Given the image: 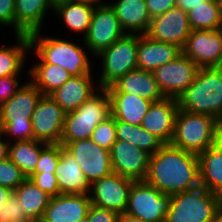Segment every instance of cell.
I'll return each instance as SVG.
<instances>
[{"mask_svg":"<svg viewBox=\"0 0 222 222\" xmlns=\"http://www.w3.org/2000/svg\"><path fill=\"white\" fill-rule=\"evenodd\" d=\"M119 216L120 215L114 211L91 204L86 218L88 222H118Z\"/></svg>","mask_w":222,"mask_h":222,"instance_id":"42","label":"cell"},{"mask_svg":"<svg viewBox=\"0 0 222 222\" xmlns=\"http://www.w3.org/2000/svg\"><path fill=\"white\" fill-rule=\"evenodd\" d=\"M1 134L4 136L15 137L14 141H27L33 140V127L32 122H20V123H0Z\"/></svg>","mask_w":222,"mask_h":222,"instance_id":"38","label":"cell"},{"mask_svg":"<svg viewBox=\"0 0 222 222\" xmlns=\"http://www.w3.org/2000/svg\"><path fill=\"white\" fill-rule=\"evenodd\" d=\"M43 94L29 80L0 106V123L32 122L31 116Z\"/></svg>","mask_w":222,"mask_h":222,"instance_id":"18","label":"cell"},{"mask_svg":"<svg viewBox=\"0 0 222 222\" xmlns=\"http://www.w3.org/2000/svg\"><path fill=\"white\" fill-rule=\"evenodd\" d=\"M85 101L77 110L66 113L60 142L91 138L96 126L111 116V99L106 89Z\"/></svg>","mask_w":222,"mask_h":222,"instance_id":"6","label":"cell"},{"mask_svg":"<svg viewBox=\"0 0 222 222\" xmlns=\"http://www.w3.org/2000/svg\"><path fill=\"white\" fill-rule=\"evenodd\" d=\"M13 193L14 191L10 188L0 186V222H3L4 205H6Z\"/></svg>","mask_w":222,"mask_h":222,"instance_id":"45","label":"cell"},{"mask_svg":"<svg viewBox=\"0 0 222 222\" xmlns=\"http://www.w3.org/2000/svg\"><path fill=\"white\" fill-rule=\"evenodd\" d=\"M49 4L55 9L57 6L64 4L67 1L70 0H48Z\"/></svg>","mask_w":222,"mask_h":222,"instance_id":"51","label":"cell"},{"mask_svg":"<svg viewBox=\"0 0 222 222\" xmlns=\"http://www.w3.org/2000/svg\"><path fill=\"white\" fill-rule=\"evenodd\" d=\"M66 112L51 95H42L31 116L34 139L60 144Z\"/></svg>","mask_w":222,"mask_h":222,"instance_id":"11","label":"cell"},{"mask_svg":"<svg viewBox=\"0 0 222 222\" xmlns=\"http://www.w3.org/2000/svg\"><path fill=\"white\" fill-rule=\"evenodd\" d=\"M19 75H10L0 78V106L10 99L20 88Z\"/></svg>","mask_w":222,"mask_h":222,"instance_id":"41","label":"cell"},{"mask_svg":"<svg viewBox=\"0 0 222 222\" xmlns=\"http://www.w3.org/2000/svg\"><path fill=\"white\" fill-rule=\"evenodd\" d=\"M2 136L3 135L0 134V161L9 158V145H10V143L4 141V139H3L4 137H2Z\"/></svg>","mask_w":222,"mask_h":222,"instance_id":"47","label":"cell"},{"mask_svg":"<svg viewBox=\"0 0 222 222\" xmlns=\"http://www.w3.org/2000/svg\"><path fill=\"white\" fill-rule=\"evenodd\" d=\"M199 67L182 53L153 71L154 78L166 98L177 99L194 81Z\"/></svg>","mask_w":222,"mask_h":222,"instance_id":"13","label":"cell"},{"mask_svg":"<svg viewBox=\"0 0 222 222\" xmlns=\"http://www.w3.org/2000/svg\"><path fill=\"white\" fill-rule=\"evenodd\" d=\"M220 121L205 114H194L179 109L171 145L199 155L214 145Z\"/></svg>","mask_w":222,"mask_h":222,"instance_id":"5","label":"cell"},{"mask_svg":"<svg viewBox=\"0 0 222 222\" xmlns=\"http://www.w3.org/2000/svg\"><path fill=\"white\" fill-rule=\"evenodd\" d=\"M29 179L50 196L60 195L56 173H33Z\"/></svg>","mask_w":222,"mask_h":222,"instance_id":"39","label":"cell"},{"mask_svg":"<svg viewBox=\"0 0 222 222\" xmlns=\"http://www.w3.org/2000/svg\"><path fill=\"white\" fill-rule=\"evenodd\" d=\"M50 8L54 10L48 0H15V35L41 31Z\"/></svg>","mask_w":222,"mask_h":222,"instance_id":"25","label":"cell"},{"mask_svg":"<svg viewBox=\"0 0 222 222\" xmlns=\"http://www.w3.org/2000/svg\"><path fill=\"white\" fill-rule=\"evenodd\" d=\"M214 146L222 153V128L216 134Z\"/></svg>","mask_w":222,"mask_h":222,"instance_id":"48","label":"cell"},{"mask_svg":"<svg viewBox=\"0 0 222 222\" xmlns=\"http://www.w3.org/2000/svg\"><path fill=\"white\" fill-rule=\"evenodd\" d=\"M145 3L151 19L176 7V0H145Z\"/></svg>","mask_w":222,"mask_h":222,"instance_id":"43","label":"cell"},{"mask_svg":"<svg viewBox=\"0 0 222 222\" xmlns=\"http://www.w3.org/2000/svg\"><path fill=\"white\" fill-rule=\"evenodd\" d=\"M220 128H222V119L220 120Z\"/></svg>","mask_w":222,"mask_h":222,"instance_id":"55","label":"cell"},{"mask_svg":"<svg viewBox=\"0 0 222 222\" xmlns=\"http://www.w3.org/2000/svg\"><path fill=\"white\" fill-rule=\"evenodd\" d=\"M9 145V159L29 178L35 171L41 150L47 145L38 140L12 141ZM12 144V145H11Z\"/></svg>","mask_w":222,"mask_h":222,"instance_id":"30","label":"cell"},{"mask_svg":"<svg viewBox=\"0 0 222 222\" xmlns=\"http://www.w3.org/2000/svg\"><path fill=\"white\" fill-rule=\"evenodd\" d=\"M90 196L60 194L52 196L39 222H77L87 217Z\"/></svg>","mask_w":222,"mask_h":222,"instance_id":"19","label":"cell"},{"mask_svg":"<svg viewBox=\"0 0 222 222\" xmlns=\"http://www.w3.org/2000/svg\"><path fill=\"white\" fill-rule=\"evenodd\" d=\"M181 50L199 68L222 66V29L191 30Z\"/></svg>","mask_w":222,"mask_h":222,"instance_id":"12","label":"cell"},{"mask_svg":"<svg viewBox=\"0 0 222 222\" xmlns=\"http://www.w3.org/2000/svg\"><path fill=\"white\" fill-rule=\"evenodd\" d=\"M111 99V115L115 120L141 126L152 101L131 93H108Z\"/></svg>","mask_w":222,"mask_h":222,"instance_id":"26","label":"cell"},{"mask_svg":"<svg viewBox=\"0 0 222 222\" xmlns=\"http://www.w3.org/2000/svg\"><path fill=\"white\" fill-rule=\"evenodd\" d=\"M219 5H220V10H221V17H222V0H218Z\"/></svg>","mask_w":222,"mask_h":222,"instance_id":"53","label":"cell"},{"mask_svg":"<svg viewBox=\"0 0 222 222\" xmlns=\"http://www.w3.org/2000/svg\"><path fill=\"white\" fill-rule=\"evenodd\" d=\"M116 139L133 144L150 155H153L163 145L157 137L150 134L142 126H135L118 120H116Z\"/></svg>","mask_w":222,"mask_h":222,"instance_id":"33","label":"cell"},{"mask_svg":"<svg viewBox=\"0 0 222 222\" xmlns=\"http://www.w3.org/2000/svg\"><path fill=\"white\" fill-rule=\"evenodd\" d=\"M198 158L200 185L222 197V153L213 145Z\"/></svg>","mask_w":222,"mask_h":222,"instance_id":"28","label":"cell"},{"mask_svg":"<svg viewBox=\"0 0 222 222\" xmlns=\"http://www.w3.org/2000/svg\"><path fill=\"white\" fill-rule=\"evenodd\" d=\"M190 33L187 12L176 6L152 18L145 35L152 40L175 44L182 49Z\"/></svg>","mask_w":222,"mask_h":222,"instance_id":"15","label":"cell"},{"mask_svg":"<svg viewBox=\"0 0 222 222\" xmlns=\"http://www.w3.org/2000/svg\"><path fill=\"white\" fill-rule=\"evenodd\" d=\"M70 1L87 4L90 6H95V5L98 6V5L104 4V3H101L102 0H70Z\"/></svg>","mask_w":222,"mask_h":222,"instance_id":"50","label":"cell"},{"mask_svg":"<svg viewBox=\"0 0 222 222\" xmlns=\"http://www.w3.org/2000/svg\"><path fill=\"white\" fill-rule=\"evenodd\" d=\"M91 140L101 147L112 149L116 142V120L111 115L103 122H100L92 133Z\"/></svg>","mask_w":222,"mask_h":222,"instance_id":"35","label":"cell"},{"mask_svg":"<svg viewBox=\"0 0 222 222\" xmlns=\"http://www.w3.org/2000/svg\"><path fill=\"white\" fill-rule=\"evenodd\" d=\"M138 34H128L116 40L111 46L100 51L96 57L102 59L99 87L106 89L137 65Z\"/></svg>","mask_w":222,"mask_h":222,"instance_id":"7","label":"cell"},{"mask_svg":"<svg viewBox=\"0 0 222 222\" xmlns=\"http://www.w3.org/2000/svg\"><path fill=\"white\" fill-rule=\"evenodd\" d=\"M8 221L32 222L21 209L19 200L14 193L4 205L3 222Z\"/></svg>","mask_w":222,"mask_h":222,"instance_id":"40","label":"cell"},{"mask_svg":"<svg viewBox=\"0 0 222 222\" xmlns=\"http://www.w3.org/2000/svg\"><path fill=\"white\" fill-rule=\"evenodd\" d=\"M56 176L60 194L90 195L91 184L79 163L63 146L57 163Z\"/></svg>","mask_w":222,"mask_h":222,"instance_id":"22","label":"cell"},{"mask_svg":"<svg viewBox=\"0 0 222 222\" xmlns=\"http://www.w3.org/2000/svg\"><path fill=\"white\" fill-rule=\"evenodd\" d=\"M108 93H131L140 95L146 100L157 102L164 99L153 72L136 69L128 72L111 86L106 88Z\"/></svg>","mask_w":222,"mask_h":222,"instance_id":"21","label":"cell"},{"mask_svg":"<svg viewBox=\"0 0 222 222\" xmlns=\"http://www.w3.org/2000/svg\"><path fill=\"white\" fill-rule=\"evenodd\" d=\"M26 176L9 158L0 161V186L17 189L25 180Z\"/></svg>","mask_w":222,"mask_h":222,"instance_id":"36","label":"cell"},{"mask_svg":"<svg viewBox=\"0 0 222 222\" xmlns=\"http://www.w3.org/2000/svg\"><path fill=\"white\" fill-rule=\"evenodd\" d=\"M178 111L179 107L175 98L165 97L160 101L152 102L141 126L163 144H170Z\"/></svg>","mask_w":222,"mask_h":222,"instance_id":"17","label":"cell"},{"mask_svg":"<svg viewBox=\"0 0 222 222\" xmlns=\"http://www.w3.org/2000/svg\"><path fill=\"white\" fill-rule=\"evenodd\" d=\"M118 222H145L143 220H139L138 218L122 214L119 216V221Z\"/></svg>","mask_w":222,"mask_h":222,"instance_id":"49","label":"cell"},{"mask_svg":"<svg viewBox=\"0 0 222 222\" xmlns=\"http://www.w3.org/2000/svg\"><path fill=\"white\" fill-rule=\"evenodd\" d=\"M191 30L222 29V17L218 0H208L187 12Z\"/></svg>","mask_w":222,"mask_h":222,"instance_id":"34","label":"cell"},{"mask_svg":"<svg viewBox=\"0 0 222 222\" xmlns=\"http://www.w3.org/2000/svg\"><path fill=\"white\" fill-rule=\"evenodd\" d=\"M216 222H222V211L218 215V218H217Z\"/></svg>","mask_w":222,"mask_h":222,"instance_id":"52","label":"cell"},{"mask_svg":"<svg viewBox=\"0 0 222 222\" xmlns=\"http://www.w3.org/2000/svg\"><path fill=\"white\" fill-rule=\"evenodd\" d=\"M171 199L146 181H134L124 214L145 222H165Z\"/></svg>","mask_w":222,"mask_h":222,"instance_id":"8","label":"cell"},{"mask_svg":"<svg viewBox=\"0 0 222 222\" xmlns=\"http://www.w3.org/2000/svg\"><path fill=\"white\" fill-rule=\"evenodd\" d=\"M14 194L19 200L21 209L32 222L42 220L52 196L32 183L29 178L14 190Z\"/></svg>","mask_w":222,"mask_h":222,"instance_id":"27","label":"cell"},{"mask_svg":"<svg viewBox=\"0 0 222 222\" xmlns=\"http://www.w3.org/2000/svg\"><path fill=\"white\" fill-rule=\"evenodd\" d=\"M0 24L15 30V0H0Z\"/></svg>","mask_w":222,"mask_h":222,"instance_id":"44","label":"cell"},{"mask_svg":"<svg viewBox=\"0 0 222 222\" xmlns=\"http://www.w3.org/2000/svg\"><path fill=\"white\" fill-rule=\"evenodd\" d=\"M60 144L75 158L90 184L110 175V151L94 143L91 138Z\"/></svg>","mask_w":222,"mask_h":222,"instance_id":"9","label":"cell"},{"mask_svg":"<svg viewBox=\"0 0 222 222\" xmlns=\"http://www.w3.org/2000/svg\"><path fill=\"white\" fill-rule=\"evenodd\" d=\"M111 168L114 173L133 181H144L150 154L125 141L116 140L110 150Z\"/></svg>","mask_w":222,"mask_h":222,"instance_id":"16","label":"cell"},{"mask_svg":"<svg viewBox=\"0 0 222 222\" xmlns=\"http://www.w3.org/2000/svg\"><path fill=\"white\" fill-rule=\"evenodd\" d=\"M182 53L175 44L150 39L138 34L137 65L138 69L153 72L158 67L169 63Z\"/></svg>","mask_w":222,"mask_h":222,"instance_id":"20","label":"cell"},{"mask_svg":"<svg viewBox=\"0 0 222 222\" xmlns=\"http://www.w3.org/2000/svg\"><path fill=\"white\" fill-rule=\"evenodd\" d=\"M134 181L112 172L91 184V204L119 215L124 214ZM92 194V195H91Z\"/></svg>","mask_w":222,"mask_h":222,"instance_id":"14","label":"cell"},{"mask_svg":"<svg viewBox=\"0 0 222 222\" xmlns=\"http://www.w3.org/2000/svg\"><path fill=\"white\" fill-rule=\"evenodd\" d=\"M17 46L0 48V78L20 75L26 53L31 51L30 39L26 34L16 35Z\"/></svg>","mask_w":222,"mask_h":222,"instance_id":"31","label":"cell"},{"mask_svg":"<svg viewBox=\"0 0 222 222\" xmlns=\"http://www.w3.org/2000/svg\"><path fill=\"white\" fill-rule=\"evenodd\" d=\"M28 73L32 77L31 82L43 95H51L71 77L61 65L48 63H36Z\"/></svg>","mask_w":222,"mask_h":222,"instance_id":"29","label":"cell"},{"mask_svg":"<svg viewBox=\"0 0 222 222\" xmlns=\"http://www.w3.org/2000/svg\"><path fill=\"white\" fill-rule=\"evenodd\" d=\"M109 4L115 11L125 33L140 35L147 33L151 17L145 0H119Z\"/></svg>","mask_w":222,"mask_h":222,"instance_id":"24","label":"cell"},{"mask_svg":"<svg viewBox=\"0 0 222 222\" xmlns=\"http://www.w3.org/2000/svg\"><path fill=\"white\" fill-rule=\"evenodd\" d=\"M77 222H88V220H87V218H84V219L79 220V221H77Z\"/></svg>","mask_w":222,"mask_h":222,"instance_id":"54","label":"cell"},{"mask_svg":"<svg viewBox=\"0 0 222 222\" xmlns=\"http://www.w3.org/2000/svg\"><path fill=\"white\" fill-rule=\"evenodd\" d=\"M222 197L203 186L172 195L165 222H216Z\"/></svg>","mask_w":222,"mask_h":222,"instance_id":"4","label":"cell"},{"mask_svg":"<svg viewBox=\"0 0 222 222\" xmlns=\"http://www.w3.org/2000/svg\"><path fill=\"white\" fill-rule=\"evenodd\" d=\"M93 84L92 74L71 76L51 97L66 113L75 111L95 94Z\"/></svg>","mask_w":222,"mask_h":222,"instance_id":"23","label":"cell"},{"mask_svg":"<svg viewBox=\"0 0 222 222\" xmlns=\"http://www.w3.org/2000/svg\"><path fill=\"white\" fill-rule=\"evenodd\" d=\"M144 181L171 196L195 189L200 186L198 155L163 144L150 155Z\"/></svg>","mask_w":222,"mask_h":222,"instance_id":"1","label":"cell"},{"mask_svg":"<svg viewBox=\"0 0 222 222\" xmlns=\"http://www.w3.org/2000/svg\"><path fill=\"white\" fill-rule=\"evenodd\" d=\"M204 1H208V0H176V6L188 12L194 6L200 5L201 2H204Z\"/></svg>","mask_w":222,"mask_h":222,"instance_id":"46","label":"cell"},{"mask_svg":"<svg viewBox=\"0 0 222 222\" xmlns=\"http://www.w3.org/2000/svg\"><path fill=\"white\" fill-rule=\"evenodd\" d=\"M54 10L59 18H62L65 22L66 27L73 32H84V37L90 26L95 6L67 1L57 6Z\"/></svg>","mask_w":222,"mask_h":222,"instance_id":"32","label":"cell"},{"mask_svg":"<svg viewBox=\"0 0 222 222\" xmlns=\"http://www.w3.org/2000/svg\"><path fill=\"white\" fill-rule=\"evenodd\" d=\"M61 150V144H47L41 150L34 173H56Z\"/></svg>","mask_w":222,"mask_h":222,"instance_id":"37","label":"cell"},{"mask_svg":"<svg viewBox=\"0 0 222 222\" xmlns=\"http://www.w3.org/2000/svg\"><path fill=\"white\" fill-rule=\"evenodd\" d=\"M41 31L29 36L31 49L36 50L38 63L61 65L71 76L91 74V64L84 48L60 38L40 36Z\"/></svg>","mask_w":222,"mask_h":222,"instance_id":"3","label":"cell"},{"mask_svg":"<svg viewBox=\"0 0 222 222\" xmlns=\"http://www.w3.org/2000/svg\"><path fill=\"white\" fill-rule=\"evenodd\" d=\"M182 111L222 119V66L199 68L193 83L176 99Z\"/></svg>","mask_w":222,"mask_h":222,"instance_id":"2","label":"cell"},{"mask_svg":"<svg viewBox=\"0 0 222 222\" xmlns=\"http://www.w3.org/2000/svg\"><path fill=\"white\" fill-rule=\"evenodd\" d=\"M123 30L115 11L108 3L95 6V10L84 38V45L94 55L111 46L116 40L124 36Z\"/></svg>","mask_w":222,"mask_h":222,"instance_id":"10","label":"cell"}]
</instances>
